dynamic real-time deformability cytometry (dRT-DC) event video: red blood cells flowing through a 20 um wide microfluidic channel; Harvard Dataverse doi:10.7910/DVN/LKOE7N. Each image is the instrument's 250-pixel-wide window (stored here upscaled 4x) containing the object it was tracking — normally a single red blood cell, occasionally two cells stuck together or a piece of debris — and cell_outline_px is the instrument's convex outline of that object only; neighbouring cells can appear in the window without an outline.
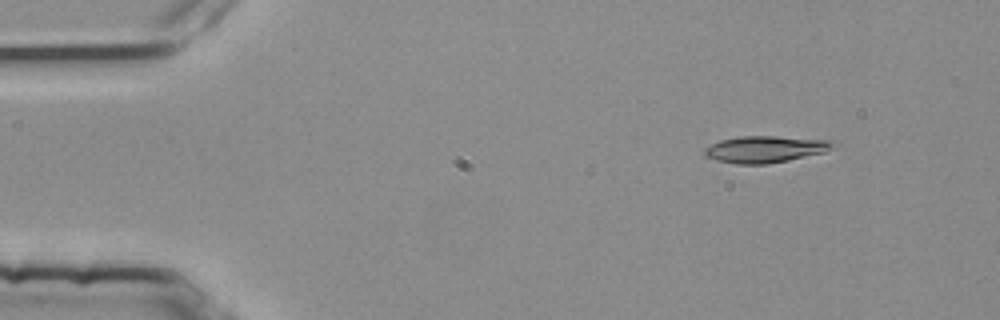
{"species": "common noctule bat (a hibernating species)", "species_latin": "Nyctalus noctula", "temperature_condition": "room temperature", "stored_images_in_passage": 3, "camera_frame_rate_fps": 3000, "um_per_image_px": 0.085, "animal": {"sex": "female", "body_mass_g": 25.1}, "frame": {"image": 1, "passage_image": 1, "time_ms": 0.0, "image_size_px": [1000, 320], "cell_outline_px": [[836, 144], [824, 152], [788, 160], [768, 164], [736, 164], [716, 160], [704, 156], [704, 148], [720, 140], [740, 136], [776, 136], [836, 140]], "centroid_in_image_um": [65.04, 12.68], "position_along_channel_um": 20.0, "area_um2": 20.06}}
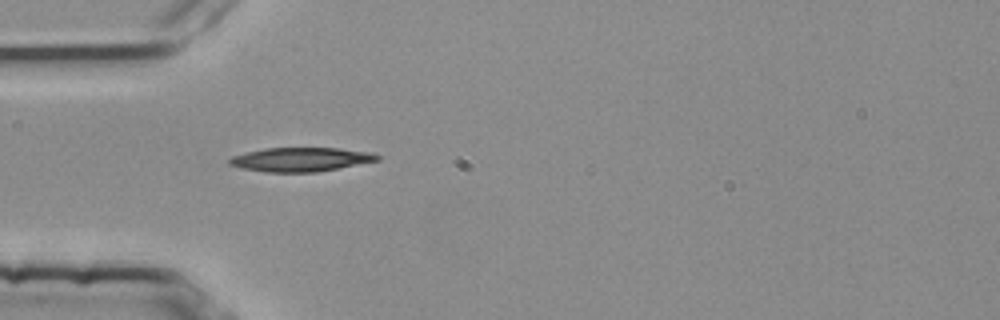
{"frame": {"image": 2, "passage_image": 3, "time_ms": 0.667, "image_size_px": [1000, 320], "cell_outline_px": [[380, 160], [316, 172], [264, 172], [240, 168], [228, 164], [228, 160], [232, 156], [244, 152], [264, 148], [336, 148], [372, 152], [380, 156]], "centroid_in_image_um": [25.52, 13.55], "position_along_channel_um": 59.5, "area_um2": 20.75}}